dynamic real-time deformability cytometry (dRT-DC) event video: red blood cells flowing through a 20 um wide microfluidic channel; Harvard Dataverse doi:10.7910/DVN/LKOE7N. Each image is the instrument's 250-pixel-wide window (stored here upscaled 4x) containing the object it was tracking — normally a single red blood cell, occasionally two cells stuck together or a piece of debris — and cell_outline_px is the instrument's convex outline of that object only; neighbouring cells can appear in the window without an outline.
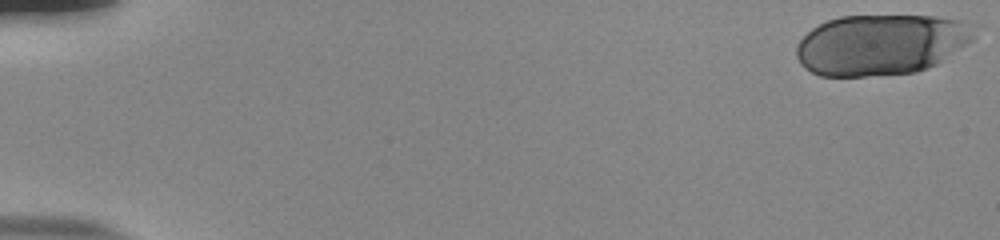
{"species": "human", "species_latin": "Homo sapiens", "temperature_condition": "room temperature", "stored_images_in_passage": 21, "camera_frame_rate_fps": 3000, "um_per_image_px": 0.085, "donor": {"sex": "male"}, "frame": {"image": 1, "passage_image": 1, "time_ms": 0.0, "image_size_px": [1000, 240], "cell_outline_px": [[980, 24], [976, 36], [972, 40], [936, 64], [928, 68], [916, 72], [864, 76], [820, 76], [804, 68], [800, 64], [796, 56], [796, 44], [812, 28], [828, 20], [840, 16], [936, 16]], "centroid_in_image_um": [74.91, 3.78], "position_along_channel_um": 10.1, "area_um2": 63.35}}